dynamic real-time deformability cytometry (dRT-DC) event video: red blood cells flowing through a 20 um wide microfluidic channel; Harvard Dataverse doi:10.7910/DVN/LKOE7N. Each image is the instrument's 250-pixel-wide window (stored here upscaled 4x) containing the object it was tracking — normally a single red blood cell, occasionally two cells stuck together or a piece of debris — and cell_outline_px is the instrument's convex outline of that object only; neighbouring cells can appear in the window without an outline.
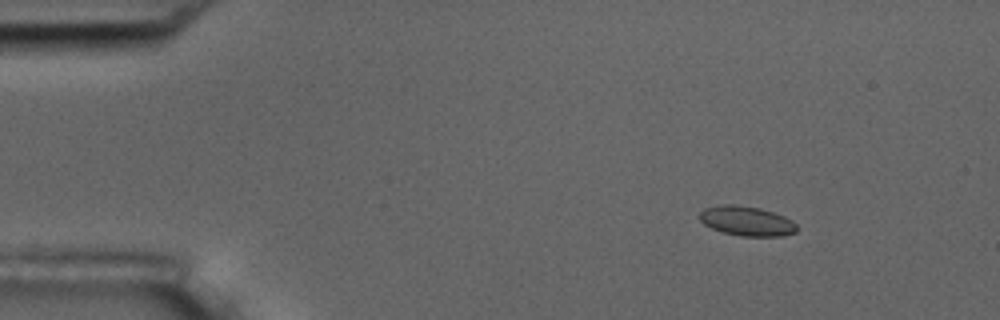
{"species": "common noctule bat (a hibernating species)", "species_latin": "Nyctalus noctula", "temperature_condition": "room temperature", "stored_images_in_passage": 10, "camera_frame_rate_fps": 3000, "um_per_image_px": 0.085, "animal": {"sex": "male", "body_mass_g": 17.5, "forearm_length_mm": 52.3}, "frame": {"image": 1, "passage_image": 1, "time_ms": 0.0, "image_size_px": [1000, 320], "cell_outline_px": [[796, 232], [784, 236], [740, 236], [724, 232], [712, 228], [704, 224], [700, 220], [700, 212], [704, 208], [724, 204], [732, 204], [760, 208], [784, 216], [792, 220], [796, 224]], "centroid_in_image_um": [63.48, 18.79], "position_along_channel_um": 21.5, "area_um2": 16.7}}
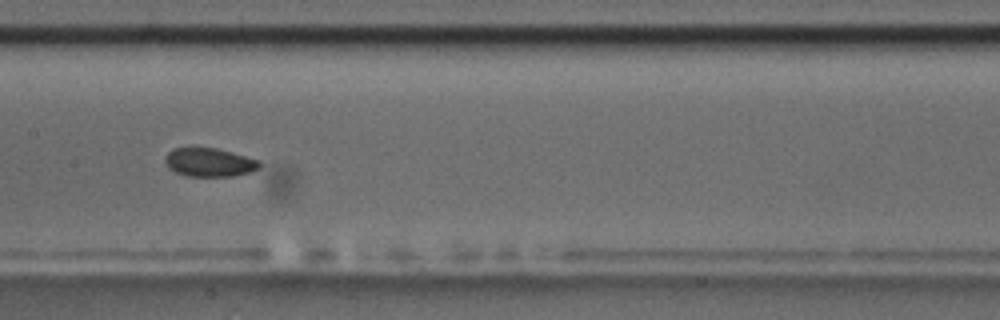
{"frame": {"image": 2, "passage_image": 7, "time_ms": 2.0, "image_size_px": [1000, 320], "cell_outline_px": [[260, 168], [252, 172], [232, 176], [184, 176], [168, 168], [164, 160], [168, 152], [172, 148], [192, 144], [216, 148], [232, 152], [260, 160]], "centroid_in_image_um": [17.75, 13.75], "position_along_channel_um": 189.6, "area_um2": 16.47}}
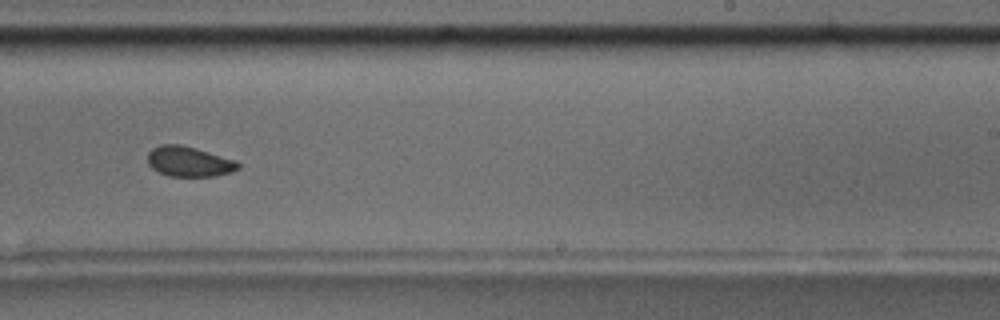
{"frame": {"image": 3, "passage_image": 9, "time_ms": 2.667, "image_size_px": [1000, 320], "cell_outline_px": [[240, 168], [232, 172], [216, 176], [168, 176], [152, 168], [148, 164], [148, 152], [152, 148], [160, 144], [180, 144], [196, 148], [236, 160], [240, 164]], "centroid_in_image_um": [16.08, 13.73], "position_along_channel_um": 272.9, "area_um2": 16.01}}